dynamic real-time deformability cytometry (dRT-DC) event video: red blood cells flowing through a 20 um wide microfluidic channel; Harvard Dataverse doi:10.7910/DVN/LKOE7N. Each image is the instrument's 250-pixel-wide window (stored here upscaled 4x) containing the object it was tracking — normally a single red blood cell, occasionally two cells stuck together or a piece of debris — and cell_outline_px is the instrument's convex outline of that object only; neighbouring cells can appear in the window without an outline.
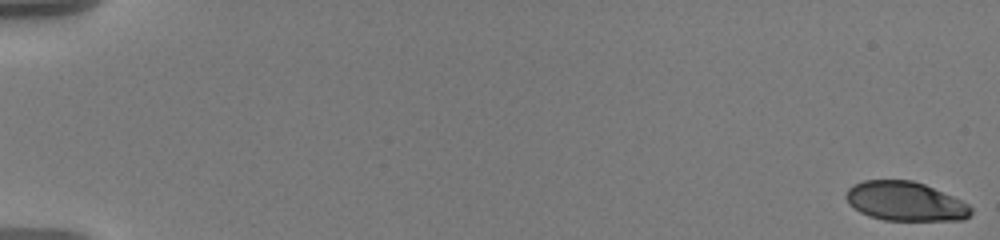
{"species": "human", "species_latin": "Homo sapiens", "temperature_condition": "warm", "stored_images_in_passage": 58, "camera_frame_rate_fps": 3000, "um_per_image_px": 0.085, "donor": {"sex": "male"}, "frame": {"image": 1, "passage_image": 1, "time_ms": 0.0, "image_size_px": [1000, 240], "cell_outline_px": [[972, 212], [964, 220], [884, 220], [868, 216], [860, 212], [848, 204], [844, 196], [848, 188], [852, 184], [864, 180], [912, 180], [924, 184], [952, 196], [968, 204], [972, 208]], "centroid_in_image_um": [76.9, 17.11], "position_along_channel_um": 8.1, "area_um2": 28.61}}
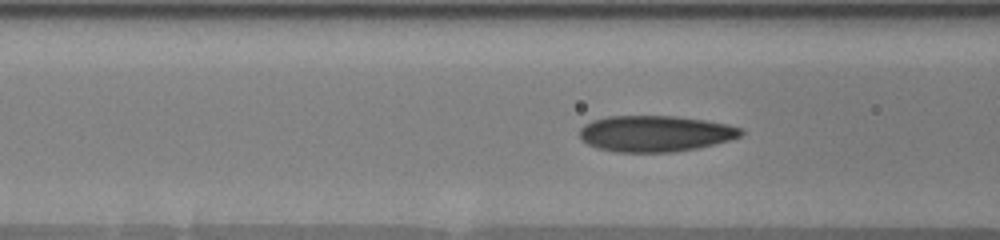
{"frame": {"image": 2, "passage_image": 25, "time_ms": 8.0, "image_size_px": [1000, 240], "cell_outline_px": [[744, 132], [740, 136], [728, 140], [696, 148], [672, 152], [616, 152], [596, 148], [588, 144], [580, 136], [580, 128], [584, 124], [592, 120], [608, 116], [676, 116], [704, 120], [728, 124], [744, 128]], "centroid_in_image_um": [55.69, 11.35], "position_along_channel_um": 110.9, "area_um2": 33.93}}
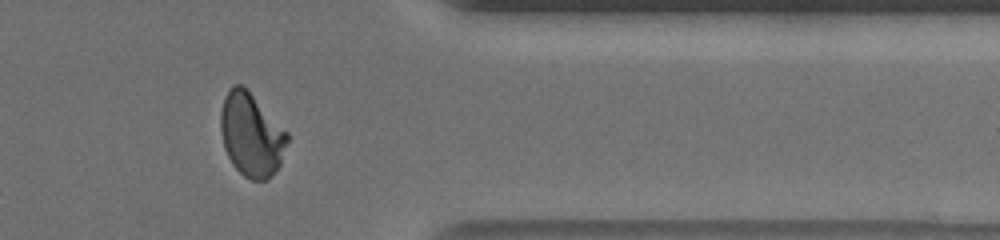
{"frame": {"image": 3, "passage_image": 49, "time_ms": 16.0, "image_size_px": [1000, 240], "cell_outline_px": [[288, 140], [280, 164], [264, 180], [252, 180], [244, 176], [232, 164], [224, 148], [220, 128], [220, 112], [224, 96], [236, 84], [240, 84], [288, 132]], "centroid_in_image_um": [21.34, 11.47], "position_along_channel_um": 390.1, "area_um2": 31.62}, "authors_computed_cell_mechanics": {"area_um2": 31.8767, "velocity_mm_per_s": 3.5968, "shape_relaxation_time_tau1_ms": 7.0307, "shape_relaxation_time_tau2_ms": 0.7165, "deformation_change_tau1": 0.2181, "deformation_change_tau2": 0.0494}}